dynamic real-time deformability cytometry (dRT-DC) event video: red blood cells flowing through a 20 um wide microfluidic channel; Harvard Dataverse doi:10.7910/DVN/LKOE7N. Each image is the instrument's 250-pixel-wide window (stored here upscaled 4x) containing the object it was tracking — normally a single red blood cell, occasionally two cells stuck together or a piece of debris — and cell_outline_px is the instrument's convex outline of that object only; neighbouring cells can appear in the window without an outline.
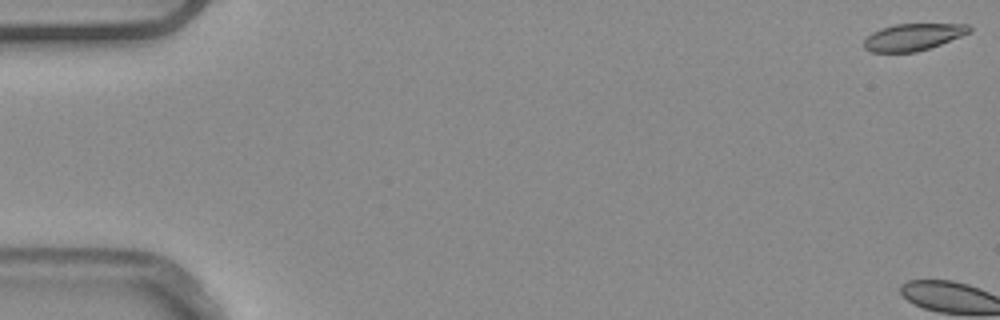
{"species": "common noctule bat (a hibernating species)", "species_latin": "Nyctalus noctula", "temperature_condition": "warm", "stored_images_in_passage": 3, "camera_frame_rate_fps": 3000, "um_per_image_px": 0.085, "animal": {"sex": "male", "body_mass_g": 20.4}, "frame": {"image": 1, "passage_image": 1, "time_ms": 0.0, "image_size_px": [1000, 320], "cell_outline_px": [[972, 32], [940, 44], [916, 52], [872, 52], [864, 48], [864, 40], [872, 32], [880, 28], [896, 24], [968, 24], [972, 28]], "centroid_in_image_um": [77.62, 3.14], "position_along_channel_um": 7.4, "area_um2": 16.47}}